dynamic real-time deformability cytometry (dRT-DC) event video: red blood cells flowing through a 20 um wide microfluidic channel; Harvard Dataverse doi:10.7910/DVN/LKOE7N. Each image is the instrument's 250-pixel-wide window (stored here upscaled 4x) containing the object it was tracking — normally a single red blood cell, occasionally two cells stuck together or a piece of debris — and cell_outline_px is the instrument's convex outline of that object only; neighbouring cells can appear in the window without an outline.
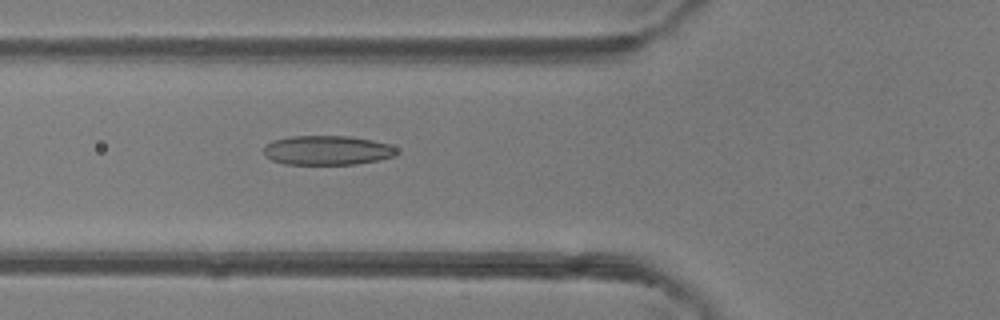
{"species": "common noctule bat (a hibernating species)", "species_latin": "Nyctalus noctula", "temperature_condition": "room temperature", "stored_images_in_passage": 47, "camera_frame_rate_fps": 3000, "um_per_image_px": 0.085, "animal": {"sex": "female"}, "frame": {"image": 1, "passage_image": 17, "time_ms": 5.333, "image_size_px": [1000, 320], "cell_outline_px": [[396, 152], [392, 156], [380, 160], [356, 164], [284, 164], [272, 160], [264, 156], [264, 148], [272, 140], [292, 136], [352, 136], [372, 140], [388, 144], [396, 148]], "centroid_in_image_um": [27.79, 12.77], "position_along_channel_um": 98.0, "area_um2": 22.72}}
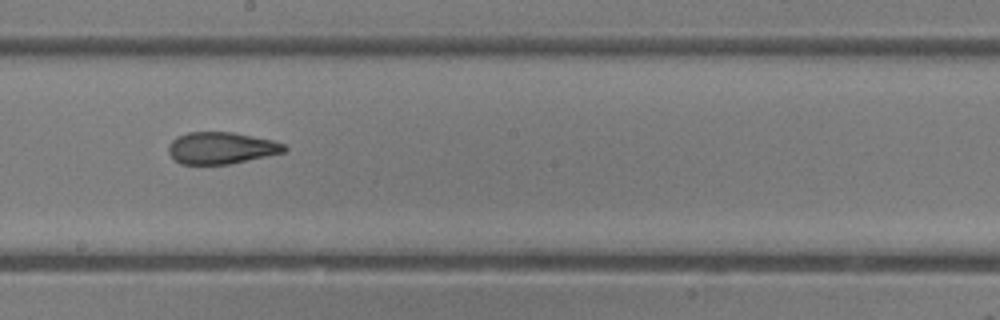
{"frame": {"image": 2, "passage_image": 26, "time_ms": 8.333, "image_size_px": [1000, 320], "cell_outline_px": [[288, 148], [284, 152], [228, 164], [180, 164], [168, 152], [168, 148], [172, 140], [176, 136], [188, 132], [232, 132], [272, 140], [284, 144]], "centroid_in_image_um": [18.78, 12.57], "position_along_channel_um": 229.4, "area_um2": 21.27}}
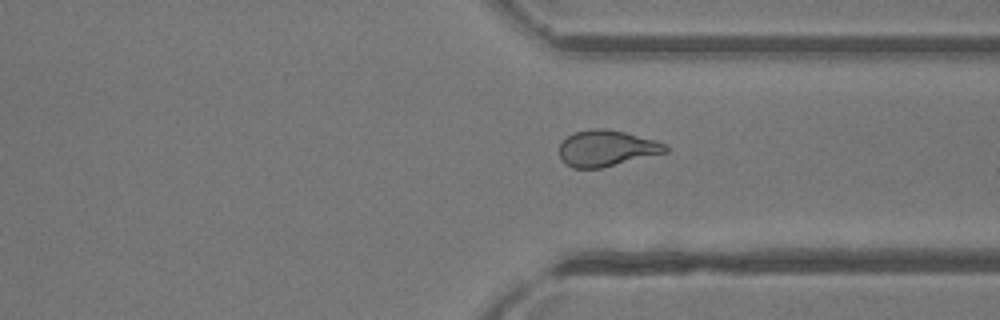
{"frame": {"image": 3, "passage_image": 35, "time_ms": 11.333, "image_size_px": [1000, 320], "cell_outline_px": [[668, 152], [600, 168], [572, 168], [564, 164], [560, 160], [560, 144], [572, 132], [592, 128], [604, 128], [624, 132], [668, 144]], "centroid_in_image_um": [51.53, 12.6], "position_along_channel_um": 359.9, "area_um2": 22.37}, "authors_computed_cell_mechanics": {"area_um2": 23.0044, "velocity_mm_per_s": 4.3626, "shape_relaxation_time_tau1_ms": null, "shape_relaxation_time_tau2_ms": 1.6674, "deformation_change_tau1": null, "deformation_change_tau2": 0.0907}}